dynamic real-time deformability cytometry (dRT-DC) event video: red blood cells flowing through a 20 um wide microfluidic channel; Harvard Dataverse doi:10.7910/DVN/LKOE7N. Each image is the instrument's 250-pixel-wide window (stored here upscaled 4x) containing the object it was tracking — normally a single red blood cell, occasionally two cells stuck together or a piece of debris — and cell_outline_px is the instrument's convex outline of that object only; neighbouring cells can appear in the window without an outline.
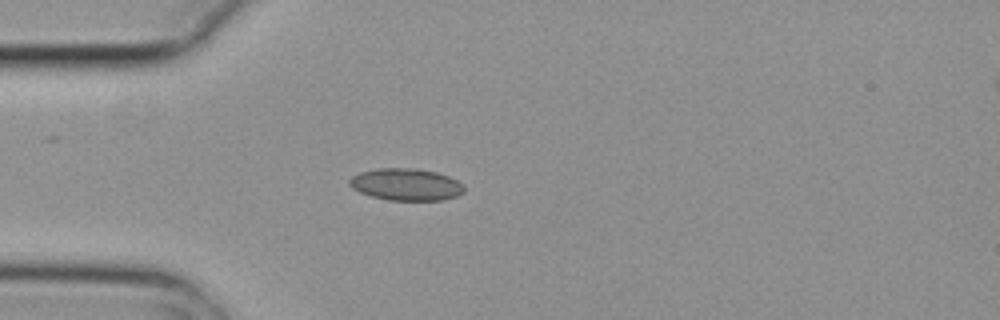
{"species": "common noctule bat (a hibernating species)", "species_latin": "Nyctalus noctula", "temperature_condition": "cold", "stored_images_in_passage": 4, "camera_frame_rate_fps": 3000, "um_per_image_px": 0.085, "animal": {"sex": "female", "body_mass_g": 29.2, "forearm_length_mm": 56.3}, "frame": {"image": 1, "passage_image": 3, "time_ms": 0.667, "image_size_px": [1000, 320], "cell_outline_px": [[464, 192], [456, 196], [444, 200], [388, 200], [372, 196], [360, 192], [352, 188], [348, 184], [348, 180], [352, 176], [360, 172], [380, 168], [416, 168], [436, 172], [448, 176], [464, 184]], "centroid_in_image_um": [34.52, 15.68], "position_along_channel_um": 50.5, "area_um2": 21.44}}